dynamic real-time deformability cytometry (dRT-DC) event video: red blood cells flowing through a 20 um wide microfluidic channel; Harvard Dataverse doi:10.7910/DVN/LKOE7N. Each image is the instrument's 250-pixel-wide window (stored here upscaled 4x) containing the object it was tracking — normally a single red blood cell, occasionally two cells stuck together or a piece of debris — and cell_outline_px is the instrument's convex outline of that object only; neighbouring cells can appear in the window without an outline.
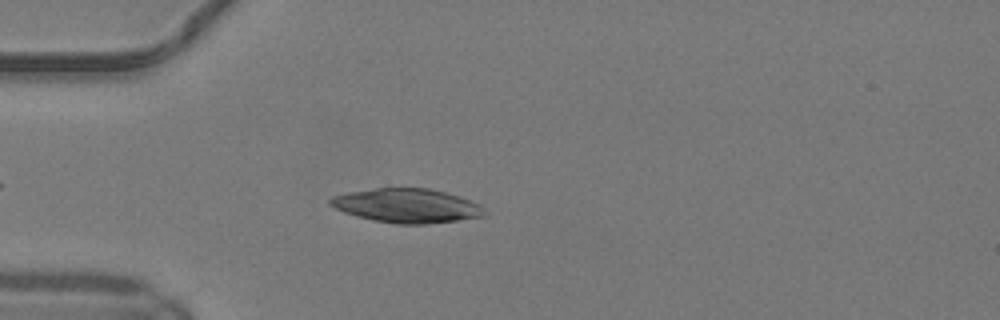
{"species": "common noctule bat (a hibernating species)", "species_latin": "Nyctalus noctula", "temperature_condition": "warm", "stored_images_in_passage": 35, "camera_frame_rate_fps": 3000, "um_per_image_px": 0.085, "animal": {"sex": "male", "body_mass_g": 19.2, "forearm_length_mm": 51.8}, "frame": {"image": 1, "passage_image": 3, "time_ms": 0.667, "image_size_px": [1000, 320], "cell_outline_px": [[484, 216], [456, 220], [424, 224], [396, 224], [372, 220], [356, 216], [344, 212], [328, 204], [328, 200], [332, 196], [348, 192], [376, 188], [432, 188], [460, 196], [480, 204], [484, 208]], "centroid_in_image_um": [34.57, 17.47], "position_along_channel_um": 50.4, "area_um2": 30.69}}
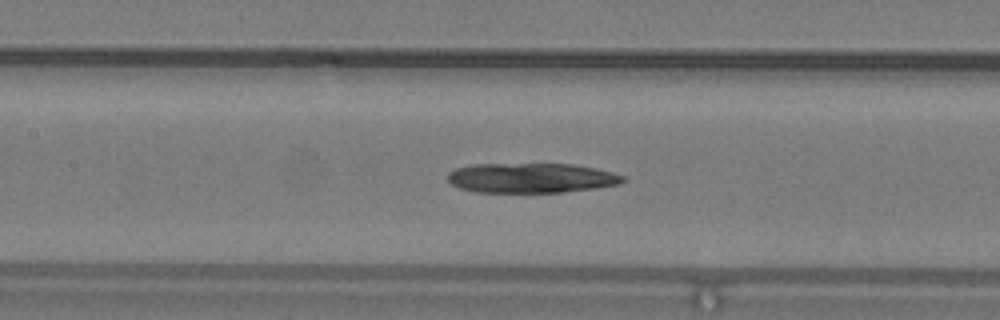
{"frame": {"image": 2, "passage_image": 12, "time_ms": 3.667, "image_size_px": [1000, 320], "cell_outline_px": [[628, 180], [620, 184], [596, 188], [564, 192], [476, 192], [460, 188], [452, 184], [448, 180], [448, 172], [456, 168], [476, 164], [572, 164], [612, 172], [624, 176]], "centroid_in_image_um": [45.17, 15.13], "position_along_channel_um": 162.2, "area_um2": 30.4}}
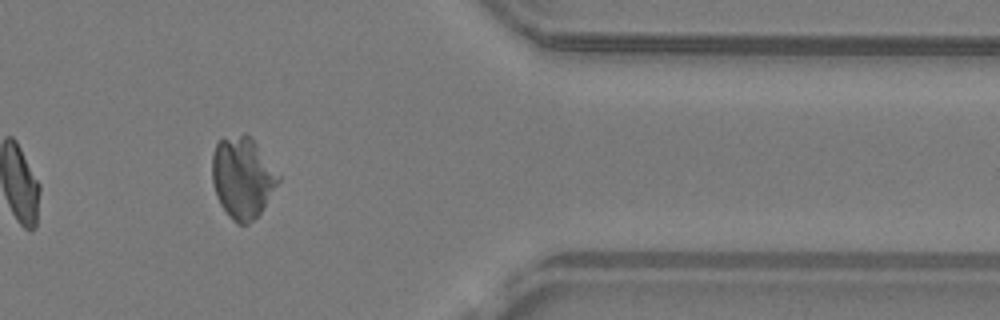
{"frame": {"image": 3, "passage_image": 30, "time_ms": 9.667, "image_size_px": [1000, 320], "cell_outline_px": [[280, 180], [260, 212], [248, 224], [236, 224], [232, 220], [220, 204], [216, 196], [212, 180], [212, 152], [216, 144], [220, 140], [244, 132], [256, 144], [280, 176]], "centroid_in_image_um": [20.58, 15.1], "position_along_channel_um": 390.8, "area_um2": 30.98}}